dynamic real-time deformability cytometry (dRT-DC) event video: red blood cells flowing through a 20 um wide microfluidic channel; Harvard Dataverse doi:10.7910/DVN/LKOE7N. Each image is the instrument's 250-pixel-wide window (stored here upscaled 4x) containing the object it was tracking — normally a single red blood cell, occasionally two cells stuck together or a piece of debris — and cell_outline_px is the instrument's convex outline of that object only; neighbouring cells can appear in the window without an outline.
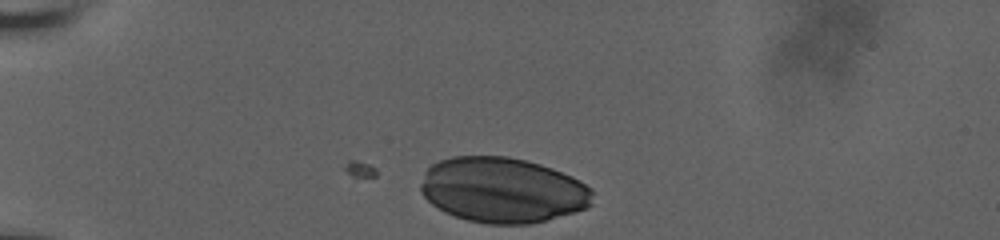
{"species": "human", "species_latin": "Homo sapiens", "temperature_condition": "room temperature", "stored_images_in_passage": 37, "camera_frame_rate_fps": 3000, "um_per_image_px": 0.085, "donor": {"sex": "male"}, "frame": {"image": 1, "passage_image": 1, "time_ms": 0.0, "image_size_px": [1000, 240], "cell_outline_px": [[592, 204], [584, 208], [548, 220], [532, 224], [488, 224], [468, 220], [444, 212], [432, 204], [420, 192], [420, 184], [424, 172], [432, 164], [440, 160], [452, 156], [508, 156], [540, 164], [552, 168], [572, 176], [580, 180], [592, 188]], "centroid_in_image_um": [42.71, 16.15], "position_along_channel_um": 42.3, "area_um2": 65.66}}